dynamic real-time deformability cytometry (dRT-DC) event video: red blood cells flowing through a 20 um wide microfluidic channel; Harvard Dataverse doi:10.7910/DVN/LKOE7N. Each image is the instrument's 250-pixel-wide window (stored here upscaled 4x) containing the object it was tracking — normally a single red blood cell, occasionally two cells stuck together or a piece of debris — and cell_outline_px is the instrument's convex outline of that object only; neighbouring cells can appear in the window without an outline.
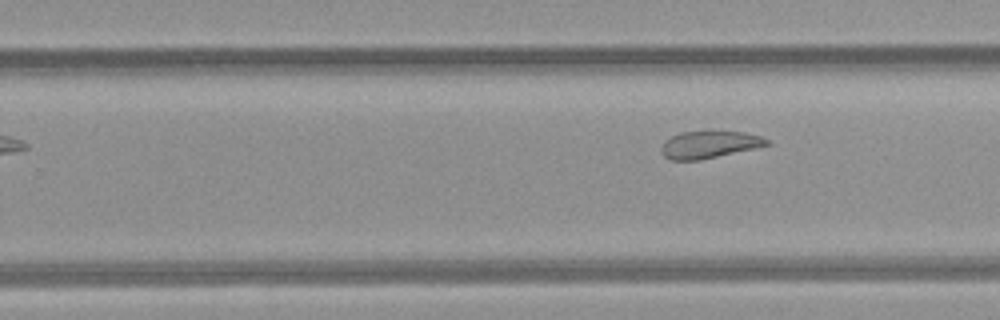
{"species": "common noctule bat (a hibernating species)", "species_latin": "Nyctalus noctula", "temperature_condition": "room temperature", "stored_images_in_passage": 10, "camera_frame_rate_fps": 3000, "um_per_image_px": 0.085, "animal": {"sex": "female", "body_mass_g": 21.9}, "frame": {"image": 1, "passage_image": 10, "time_ms": 11.0, "image_size_px": [1000, 320], "cell_outline_px": [[772, 144], [700, 160], [672, 160], [664, 156], [660, 152], [660, 148], [664, 140], [680, 132], [708, 128], [712, 128], [744, 132], [760, 136], [768, 140]], "centroid_in_image_um": [60.26, 12.23], "position_along_channel_um": 269.5, "area_um2": 17.51}}